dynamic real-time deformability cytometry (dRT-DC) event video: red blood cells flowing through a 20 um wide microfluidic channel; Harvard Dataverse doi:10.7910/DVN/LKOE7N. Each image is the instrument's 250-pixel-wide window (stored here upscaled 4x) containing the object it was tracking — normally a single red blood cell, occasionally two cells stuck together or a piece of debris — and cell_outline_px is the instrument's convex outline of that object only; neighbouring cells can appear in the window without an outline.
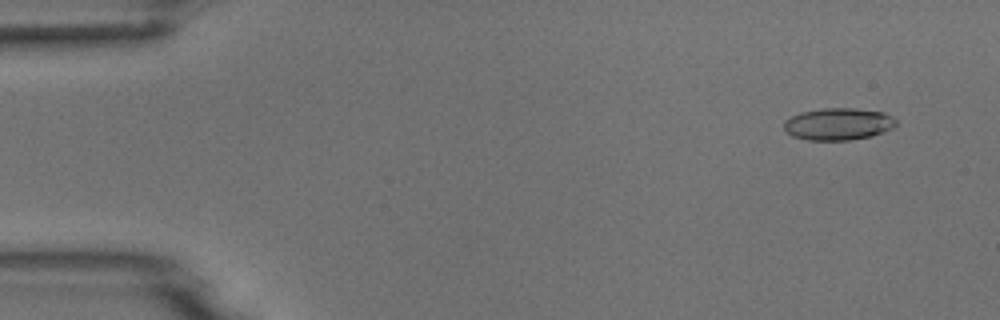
{"species": "common noctule bat (a hibernating species)", "species_latin": "Nyctalus noctula", "temperature_condition": "room temperature", "stored_images_in_passage": 5, "camera_frame_rate_fps": 3000, "um_per_image_px": 0.085, "animal": {"sex": "male", "body_mass_g": 18.8}, "frame": {"image": 1, "passage_image": 2, "time_ms": 1.0, "image_size_px": [1000, 320], "cell_outline_px": [[896, 124], [892, 128], [884, 132], [872, 136], [848, 140], [808, 140], [792, 136], [784, 128], [784, 120], [800, 112], [824, 108], [856, 108], [884, 112], [892, 116], [896, 120]], "centroid_in_image_um": [71.26, 10.54], "position_along_channel_um": 13.7, "area_um2": 21.04}}
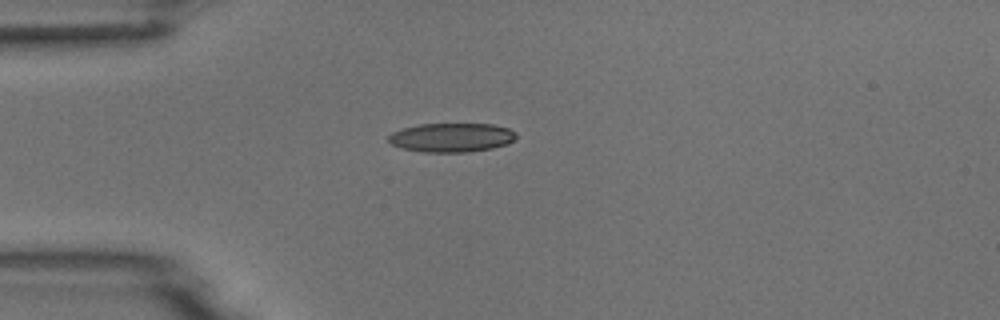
{"frame": {"image": 2, "passage_image": 5, "time_ms": 4.333, "image_size_px": [1000, 320], "cell_outline_px": [[516, 136], [508, 144], [492, 148], [468, 152], [424, 152], [400, 148], [392, 144], [388, 140], [388, 136], [392, 132], [404, 128], [420, 124], [492, 124], [508, 128], [516, 132]], "centroid_in_image_um": [38.38, 11.69], "position_along_channel_um": 46.6, "area_um2": 21.56}}